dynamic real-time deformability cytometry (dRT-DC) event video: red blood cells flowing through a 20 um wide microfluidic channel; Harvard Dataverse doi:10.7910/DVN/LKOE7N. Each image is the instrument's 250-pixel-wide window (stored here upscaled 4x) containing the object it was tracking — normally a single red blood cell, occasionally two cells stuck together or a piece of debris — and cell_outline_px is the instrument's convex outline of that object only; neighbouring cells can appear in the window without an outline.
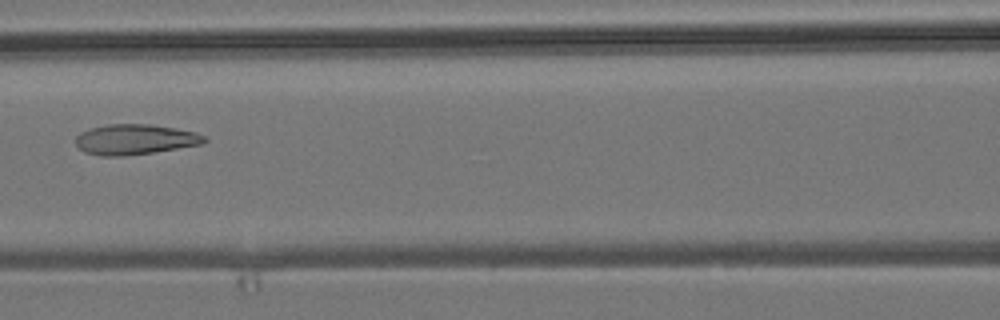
{"species": "common noctule bat (a hibernating species)", "species_latin": "Nyctalus noctula", "temperature_condition": "room temperature", "stored_images_in_passage": 3, "camera_frame_rate_fps": 3000, "um_per_image_px": 0.085, "animal": {"sex": "male", "body_mass_g": 19.2, "forearm_length_mm": 51.8}, "frame": {"image": 1, "passage_image": 3, "time_ms": 2.0, "image_size_px": [1000, 320], "cell_outline_px": [[208, 140], [204, 144], [152, 152], [124, 156], [100, 156], [84, 152], [76, 144], [76, 136], [80, 132], [92, 128], [108, 124], [148, 124], [176, 128], [196, 132], [204, 136]], "centroid_in_image_um": [11.48, 11.85], "position_along_channel_um": 155.1, "area_um2": 22.72}}